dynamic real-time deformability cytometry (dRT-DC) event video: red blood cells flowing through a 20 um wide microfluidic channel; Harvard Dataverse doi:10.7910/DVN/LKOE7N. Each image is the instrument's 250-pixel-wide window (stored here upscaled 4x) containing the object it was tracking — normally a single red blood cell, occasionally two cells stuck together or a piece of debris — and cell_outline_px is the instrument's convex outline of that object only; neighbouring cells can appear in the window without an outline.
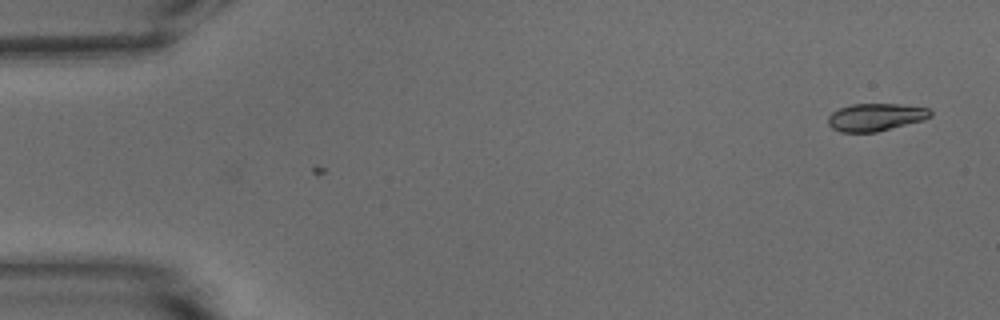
{"species": "common noctule bat (a hibernating species)", "species_latin": "Nyctalus noctula", "temperature_condition": "warm", "stored_images_in_passage": 7, "camera_frame_rate_fps": 3000, "um_per_image_px": 0.085, "animal": {"sex": "male", "body_mass_g": 15.6}, "frame": {"image": 1, "passage_image": 7, "time_ms": 2.0, "image_size_px": [1000, 320], "cell_outline_px": [[932, 116], [924, 120], [876, 132], [840, 132], [832, 128], [828, 124], [828, 116], [832, 112], [840, 108], [852, 104], [900, 104], [928, 108], [932, 112]], "centroid_in_image_um": [74.43, 9.96], "position_along_channel_um": 10.6, "area_um2": 16.47}}